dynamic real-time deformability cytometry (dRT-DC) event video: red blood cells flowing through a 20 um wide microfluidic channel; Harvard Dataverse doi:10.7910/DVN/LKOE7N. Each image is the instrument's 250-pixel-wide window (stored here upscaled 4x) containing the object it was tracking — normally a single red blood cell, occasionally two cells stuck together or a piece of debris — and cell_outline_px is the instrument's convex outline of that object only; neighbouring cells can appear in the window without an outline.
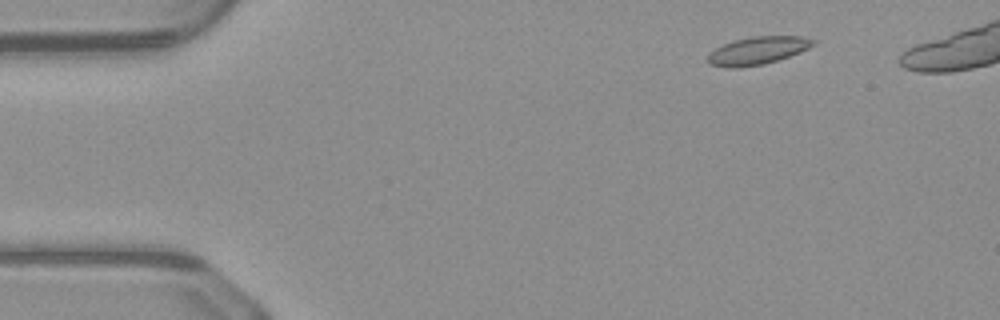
{"species": "common noctule bat (a hibernating species)", "species_latin": "Nyctalus noctula", "temperature_condition": "warm", "stored_images_in_passage": 42, "camera_frame_rate_fps": 3000, "um_per_image_px": 0.085, "animal": {"sex": "male", "body_mass_g": 23.1, "forearm_length_mm": 52.7}, "frame": {"image": 1, "passage_image": 4, "time_ms": 1.0, "image_size_px": [1000, 320], "cell_outline_px": [[816, 44], [800, 52], [764, 64], [736, 68], [728, 68], [708, 64], [708, 52], [724, 44], [736, 40], [752, 36], [804, 36], [816, 40]], "centroid_in_image_um": [64.4, 4.3], "position_along_channel_um": 20.6, "area_um2": 17.05}}
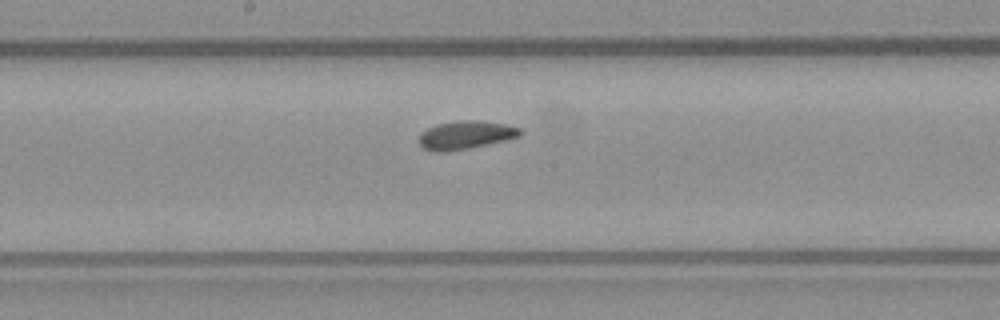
{"frame": {"image": 2, "passage_image": 24, "time_ms": 7.667, "image_size_px": [1000, 320], "cell_outline_px": [[524, 132], [520, 136], [504, 140], [468, 148], [444, 152], [436, 152], [424, 148], [420, 144], [420, 132], [436, 124], [460, 120], [480, 120], [504, 124], [520, 128]], "centroid_in_image_um": [39.58, 11.46], "position_along_channel_um": 208.6, "area_um2": 16.53}}
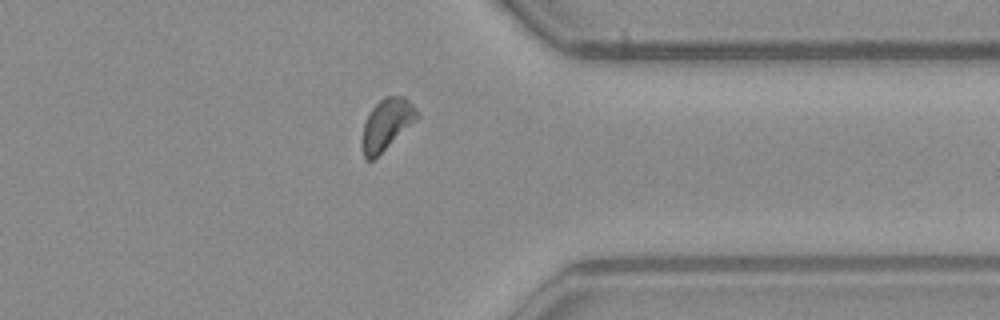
{"frame": {"image": 3, "passage_image": 37, "time_ms": 12.0, "image_size_px": [1000, 320], "cell_outline_px": [[420, 116], [416, 120], [372, 160], [368, 160], [364, 156], [364, 124], [372, 108], [384, 96], [404, 96], [420, 112]], "centroid_in_image_um": [32.92, 10.5], "position_along_channel_um": 378.5, "area_um2": 15.66}, "authors_computed_cell_mechanics": {"area_um2": 16.3574, "velocity_mm_per_s": 4.1158, "shape_relaxation_time_tau1_ms": 9.4452, "shape_relaxation_time_tau2_ms": 2.2662, "deformation_change_tau1": 0.1421, "deformation_change_tau2": 0.0897}}